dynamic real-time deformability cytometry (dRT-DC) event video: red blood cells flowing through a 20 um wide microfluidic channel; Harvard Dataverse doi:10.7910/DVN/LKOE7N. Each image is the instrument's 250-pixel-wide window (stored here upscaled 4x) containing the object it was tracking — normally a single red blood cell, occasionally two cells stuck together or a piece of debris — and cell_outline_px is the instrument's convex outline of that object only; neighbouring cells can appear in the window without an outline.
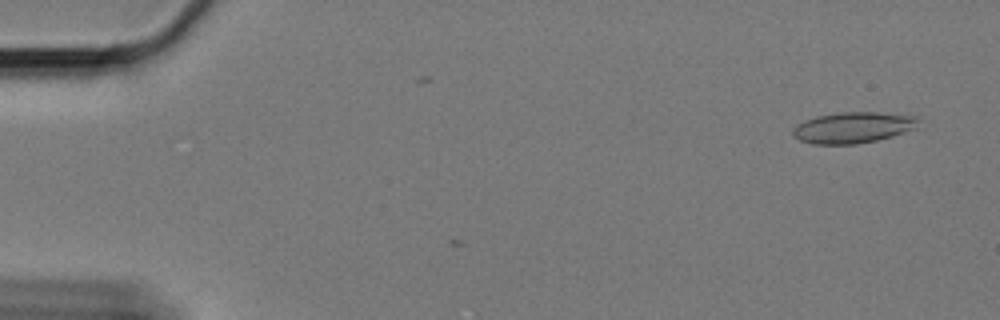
{"species": "Egyptian fruit bat (a non-hibernating species)", "species_latin": "Rousettus aegyptiacus", "temperature_condition": "cold", "stored_images_in_passage": 4, "camera_frame_rate_fps": 3000, "um_per_image_px": 0.085, "animal": {"sex": "female"}, "frame": {"image": 1, "passage_image": 1, "time_ms": 0.0, "image_size_px": [1000, 320], "cell_outline_px": [[916, 128], [892, 136], [876, 140], [856, 144], [812, 144], [800, 140], [792, 132], [792, 128], [796, 124], [804, 120], [816, 116], [840, 112], [876, 112], [916, 116]], "centroid_in_image_um": [72.46, 10.84], "position_along_channel_um": 12.5, "area_um2": 22.54}}